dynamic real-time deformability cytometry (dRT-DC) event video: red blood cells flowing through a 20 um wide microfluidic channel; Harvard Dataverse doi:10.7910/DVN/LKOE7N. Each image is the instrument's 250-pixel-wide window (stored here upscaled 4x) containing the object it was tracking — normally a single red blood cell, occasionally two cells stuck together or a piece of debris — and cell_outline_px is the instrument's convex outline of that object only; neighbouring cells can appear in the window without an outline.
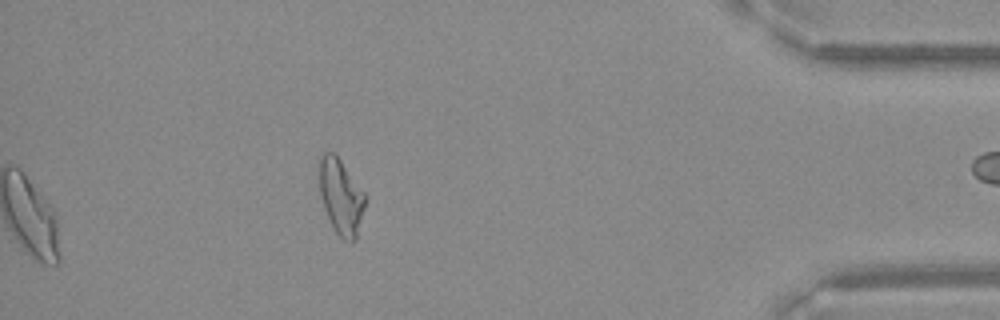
{"species": "Egyptian fruit bat (a non-hibernating species)", "species_latin": "Rousettus aegyptiacus", "temperature_condition": "warm", "stored_images_in_passage": 40, "segment_of_instrument_passage": [2, 2], "camera_frame_rate_fps": 3000, "um_per_image_px": 0.085, "frame": {"image": 1, "passage_image": 40, "time_ms": 13.0, "image_size_px": [1000, 320], "cell_outline_px": [[368, 200], [356, 240], [352, 244], [344, 240], [336, 232], [324, 208], [320, 196], [320, 156], [324, 152], [332, 152], [340, 160], [368, 196]], "centroid_in_image_um": [29.04, 16.76], "position_along_channel_um": 406.2, "area_um2": 20.35}}